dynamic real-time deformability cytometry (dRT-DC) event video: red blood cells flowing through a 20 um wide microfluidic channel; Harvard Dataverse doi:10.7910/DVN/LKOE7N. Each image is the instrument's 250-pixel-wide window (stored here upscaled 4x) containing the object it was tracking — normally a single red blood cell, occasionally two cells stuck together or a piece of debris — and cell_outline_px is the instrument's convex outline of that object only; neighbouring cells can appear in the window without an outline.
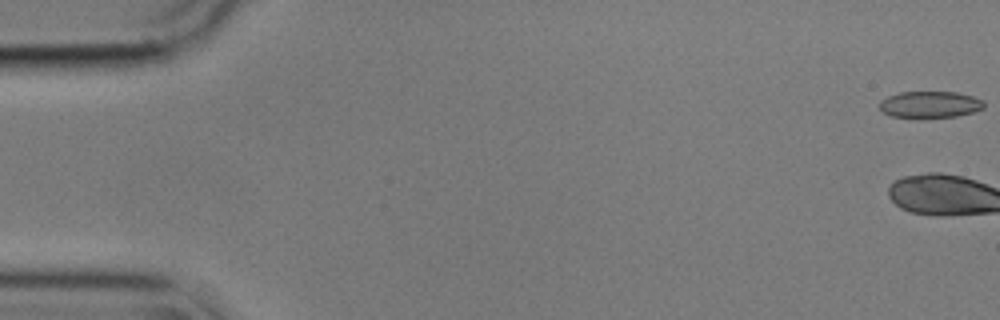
{"species": "common noctule bat (a hibernating species)", "species_latin": "Nyctalus noctula", "temperature_condition": "cold", "stored_images_in_passage": 17, "camera_frame_rate_fps": 3000, "um_per_image_px": 0.085, "animal": {"sex": "male", "body_mass_g": 17.9}, "frame": {"image": 1, "passage_image": 1, "time_ms": 0.0, "image_size_px": [1000, 320], "cell_outline_px": [[984, 108], [972, 112], [956, 116], [892, 116], [884, 112], [880, 108], [880, 100], [888, 96], [900, 92], [956, 92], [972, 96], [984, 100]], "centroid_in_image_um": [79.07, 8.85], "position_along_channel_um": 5.9, "area_um2": 15.72}}